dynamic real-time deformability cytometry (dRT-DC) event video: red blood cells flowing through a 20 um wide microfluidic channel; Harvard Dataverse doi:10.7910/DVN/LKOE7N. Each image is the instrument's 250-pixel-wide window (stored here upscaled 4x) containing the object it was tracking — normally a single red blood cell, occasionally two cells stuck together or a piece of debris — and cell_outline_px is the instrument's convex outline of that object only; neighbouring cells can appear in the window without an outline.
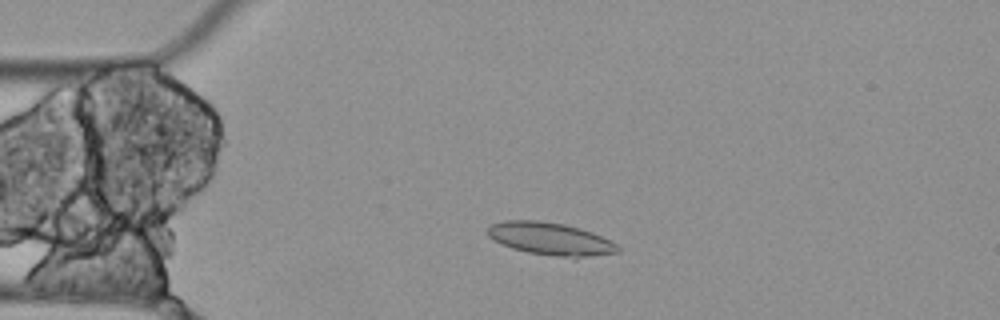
{"species": "Egyptian fruit bat (a non-hibernating species)", "species_latin": "Rousettus aegyptiacus", "temperature_condition": "cold", "stored_images_in_passage": 5, "camera_frame_rate_fps": 3000, "um_per_image_px": 0.085, "animal": {"sex": "female"}, "frame": {"image": 1, "passage_image": 4, "time_ms": 1.0, "image_size_px": [1000, 320], "cell_outline_px": [[620, 252], [576, 260], [528, 252], [512, 248], [500, 244], [488, 236], [488, 228], [492, 224], [504, 220], [540, 220], [564, 224], [580, 228], [592, 232], [616, 244], [620, 248]], "centroid_in_image_um": [46.83, 20.33], "position_along_channel_um": 38.2, "area_um2": 25.26}}